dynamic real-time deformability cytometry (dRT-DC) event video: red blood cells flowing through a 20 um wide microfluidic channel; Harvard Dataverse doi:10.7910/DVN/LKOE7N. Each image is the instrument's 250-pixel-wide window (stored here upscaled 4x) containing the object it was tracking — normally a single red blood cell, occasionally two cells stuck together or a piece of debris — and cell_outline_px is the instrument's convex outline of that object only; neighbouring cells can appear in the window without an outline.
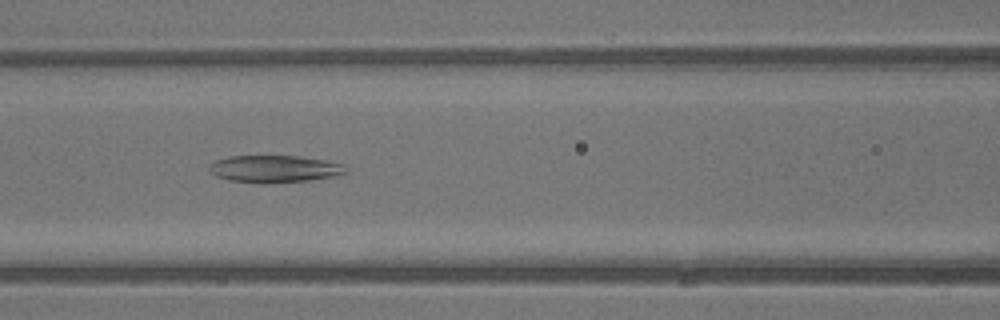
{"species": "common noctule bat (a hibernating species)", "species_latin": "Nyctalus noctula", "temperature_condition": "warm", "stored_images_in_passage": 35, "camera_frame_rate_fps": 3000, "um_per_image_px": 0.085, "animal": {"sex": "male", "body_mass_g": 13.3}, "frame": {"image": 1, "passage_image": 11, "time_ms": 3.333, "image_size_px": [1000, 320], "cell_outline_px": [[344, 172], [336, 176], [308, 180], [268, 184], [256, 184], [228, 180], [216, 176], [208, 168], [216, 160], [228, 156], [300, 156], [324, 160], [344, 164]], "centroid_in_image_um": [23.29, 14.37], "position_along_channel_um": 143.3, "area_um2": 21.68}}
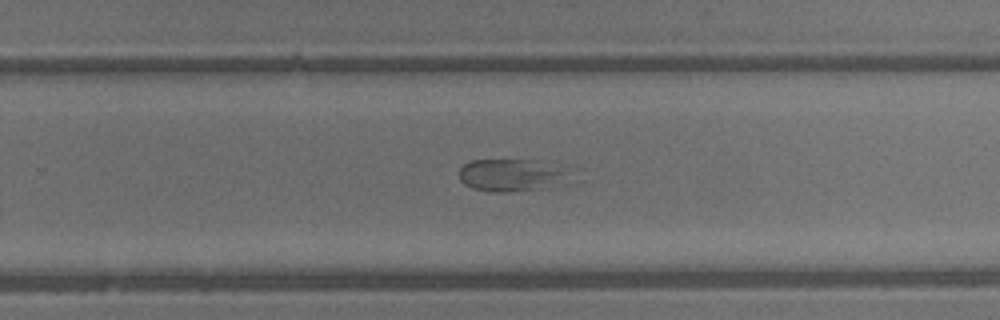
{"frame": {"image": 2, "passage_image": 20, "time_ms": 6.333, "image_size_px": [1000, 320], "cell_outline_px": [[560, 172], [548, 188], [504, 192], [492, 192], [472, 188], [464, 184], [460, 180], [460, 168], [464, 164], [472, 160], [536, 160], [560, 168]], "centroid_in_image_um": [43.18, 14.88], "position_along_channel_um": 286.6, "area_um2": 19.54}}
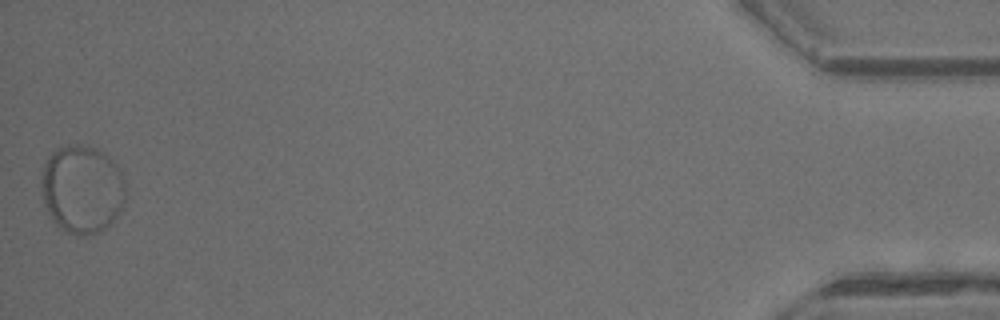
{"frame": {"image": 3, "passage_image": 35, "time_ms": 11.333, "image_size_px": [1000, 320], "cell_outline_px": [[128, 188], [124, 200], [116, 216], [100, 232], [84, 236], [80, 236], [68, 232], [60, 228], [52, 220], [44, 204], [40, 184], [40, 180], [44, 164], [48, 156], [56, 148], [68, 144], [80, 144], [96, 148], [104, 152], [120, 168]], "centroid_in_image_um": [6.97, 16.05], "position_along_channel_um": 428.2, "area_um2": 43.93}}